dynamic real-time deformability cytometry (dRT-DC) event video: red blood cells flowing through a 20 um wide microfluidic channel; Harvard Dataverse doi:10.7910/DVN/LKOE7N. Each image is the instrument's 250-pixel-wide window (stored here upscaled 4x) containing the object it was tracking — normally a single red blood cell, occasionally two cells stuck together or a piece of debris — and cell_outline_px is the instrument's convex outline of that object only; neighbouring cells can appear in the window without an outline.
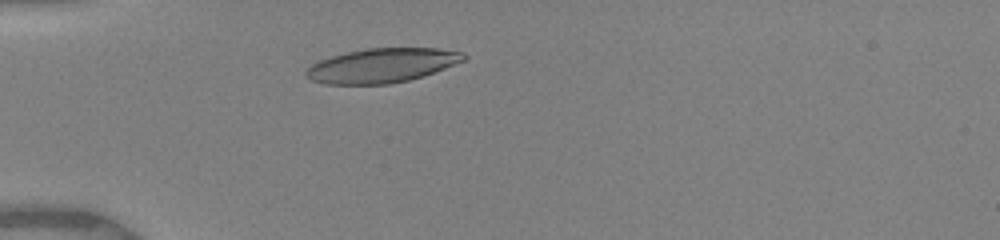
{"species": "human", "species_latin": "Homo sapiens", "temperature_condition": "warm", "stored_images_in_passage": 50, "camera_frame_rate_fps": 3000, "um_per_image_px": 0.085, "donor": {"sex": "female"}, "frame": {"image": 1, "passage_image": 1, "time_ms": 0.0, "image_size_px": [1000, 240], "cell_outline_px": [[468, 56], [464, 60], [424, 76], [408, 80], [388, 84], [324, 84], [312, 80], [304, 72], [312, 64], [320, 60], [332, 56], [348, 52], [368, 48], [436, 48], [464, 52]], "centroid_in_image_um": [32.48, 5.56], "position_along_channel_um": 52.5, "area_um2": 31.27}}
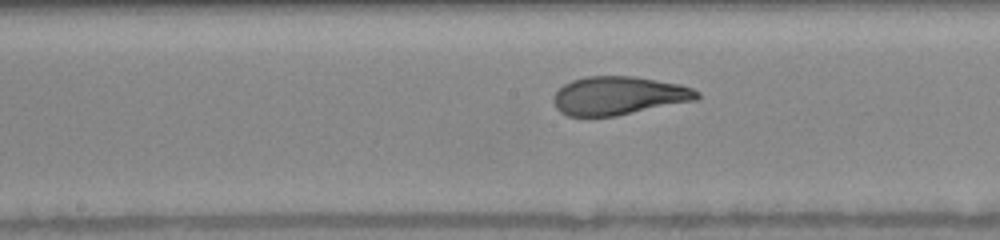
{"frame": {"image": 2, "passage_image": 17, "time_ms": 4.0, "image_size_px": [1000, 240], "cell_outline_px": [[700, 96], [696, 100], [616, 116], [568, 116], [560, 112], [556, 108], [552, 100], [552, 96], [564, 84], [572, 80], [588, 76], [632, 76], [680, 84], [692, 88], [700, 92]], "centroid_in_image_um": [52.57, 8.13], "position_along_channel_um": 195.6, "area_um2": 32.14}}
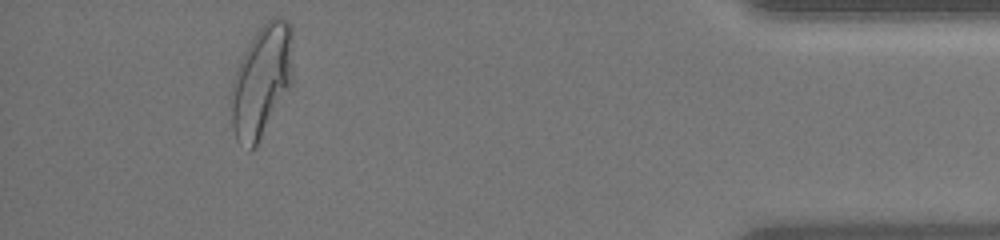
{"frame": {"image": 3, "passage_image": 44, "time_ms": 10.667, "image_size_px": [1000, 240], "cell_outline_px": [[292, 80], [256, 148], [248, 152], [236, 140], [232, 128], [228, 100], [232, 80], [240, 60], [244, 52], [256, 32], [272, 16], [280, 16], [288, 20], [292, 28]], "centroid_in_image_um": [22.18, 6.92], "position_along_channel_um": 413.0, "area_um2": 40.81}, "authors_computed_cell_mechanics": {"area_um2": 33.2639, "velocity_mm_per_s": 3.9844, "shape_relaxation_time_tau1_ms": 4.4555, "shape_relaxation_time_tau2_ms": null, "deformation_change_tau1": 0.2144, "deformation_change_tau2": null}}